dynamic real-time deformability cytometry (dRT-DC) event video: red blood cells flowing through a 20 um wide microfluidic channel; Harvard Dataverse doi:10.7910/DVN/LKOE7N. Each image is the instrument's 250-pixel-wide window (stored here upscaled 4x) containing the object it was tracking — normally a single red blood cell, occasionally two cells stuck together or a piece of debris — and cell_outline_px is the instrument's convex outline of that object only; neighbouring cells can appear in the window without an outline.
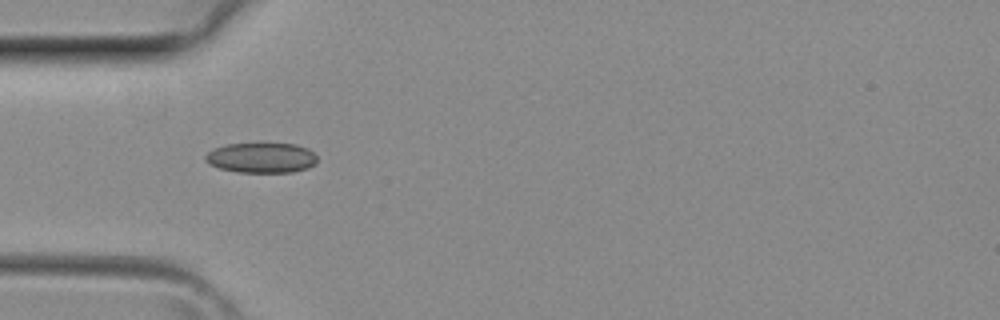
{"species": "common noctule bat (a hibernating species)", "species_latin": "Nyctalus noctula", "temperature_condition": "room temperature", "stored_images_in_passage": 9, "camera_frame_rate_fps": 3000, "um_per_image_px": 0.085, "animal": {"sex": "female", "body_mass_g": 29.2, "forearm_length_mm": 56.3}, "frame": {"image": 1, "passage_image": 1, "time_ms": 0.0, "image_size_px": [1000, 320], "cell_outline_px": [[316, 164], [308, 168], [292, 172], [236, 172], [220, 168], [204, 160], [204, 156], [212, 148], [228, 144], [296, 144], [308, 148], [316, 156]], "centroid_in_image_um": [22.22, 13.41], "position_along_channel_um": 62.8, "area_um2": 19.59}}
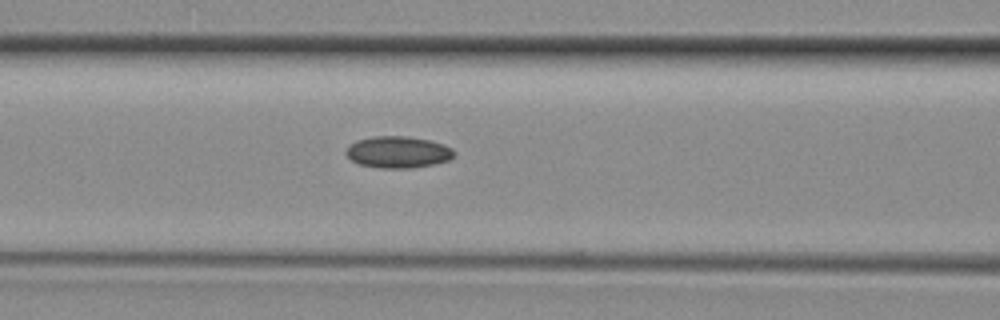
{"frame": {"image": 2, "passage_image": 5, "time_ms": 1.333, "image_size_px": [1000, 320], "cell_outline_px": [[456, 152], [448, 160], [432, 164], [408, 168], [384, 168], [360, 164], [352, 160], [344, 152], [348, 144], [356, 140], [372, 136], [404, 136], [428, 140], [444, 144], [452, 148]], "centroid_in_image_um": [33.79, 12.91], "position_along_channel_um": 132.8, "area_um2": 19.83}}
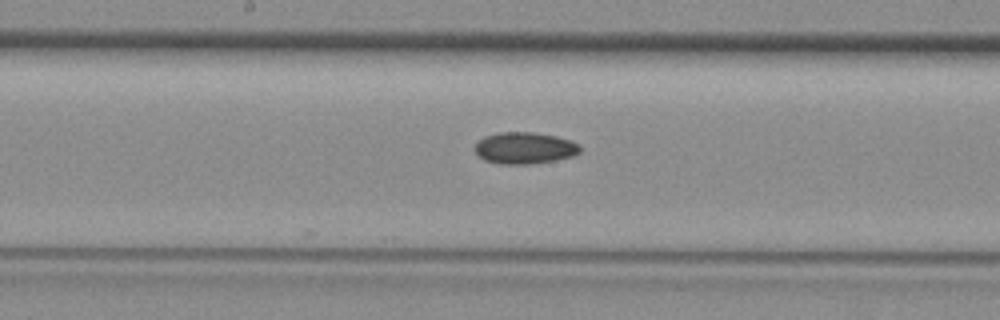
{"frame": {"image": 3, "passage_image": 9, "time_ms": 2.667, "image_size_px": [1000, 320], "cell_outline_px": [[580, 152], [572, 156], [556, 160], [528, 164], [500, 164], [484, 160], [472, 148], [484, 136], [500, 132], [532, 132], [556, 136], [572, 140], [580, 144]], "centroid_in_image_um": [44.6, 12.58], "position_along_channel_um": 203.6, "area_um2": 19.48}}